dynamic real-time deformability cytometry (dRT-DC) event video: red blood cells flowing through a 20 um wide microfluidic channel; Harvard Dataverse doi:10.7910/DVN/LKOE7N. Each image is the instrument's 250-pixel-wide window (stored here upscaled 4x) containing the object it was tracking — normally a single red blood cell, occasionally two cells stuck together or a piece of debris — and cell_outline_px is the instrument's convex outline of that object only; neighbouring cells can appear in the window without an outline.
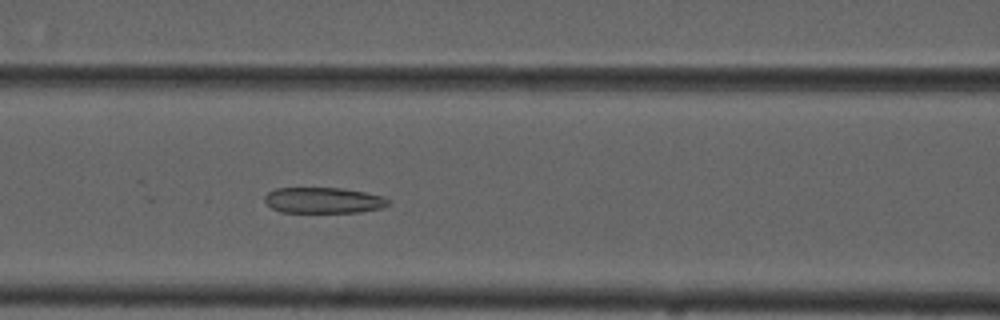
{"species": "common noctule bat (a hibernating species)", "species_latin": "Nyctalus noctula", "temperature_condition": "cold", "stored_images_in_passage": 27, "camera_frame_rate_fps": 3000, "um_per_image_px": 0.085, "animal": {"sex": "male", "forearm_length_mm": 52.5}, "frame": {"image": 1, "passage_image": 22, "time_ms": 7.0, "image_size_px": [1000, 320], "cell_outline_px": [[392, 200], [388, 204], [380, 208], [356, 212], [280, 212], [272, 208], [264, 200], [264, 196], [268, 192], [276, 188], [344, 188], [384, 196]], "centroid_in_image_um": [27.49, 17.02], "position_along_channel_um": 139.1, "area_um2": 18.61}}
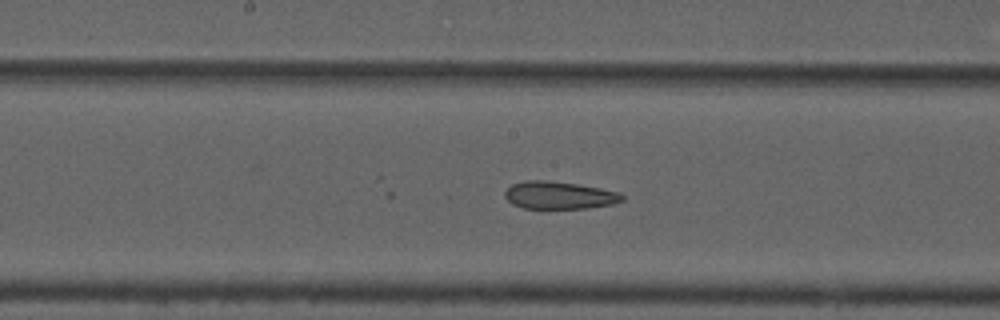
{"frame": {"image": 2, "passage_image": 27, "time_ms": 8.667, "image_size_px": [1000, 320], "cell_outline_px": [[624, 200], [612, 204], [588, 208], [524, 208], [512, 204], [504, 196], [504, 192], [512, 184], [524, 180], [544, 180], [576, 184], [600, 188], [620, 192], [624, 196]], "centroid_in_image_um": [47.53, 16.59], "position_along_channel_um": 200.7, "area_um2": 18.79}}